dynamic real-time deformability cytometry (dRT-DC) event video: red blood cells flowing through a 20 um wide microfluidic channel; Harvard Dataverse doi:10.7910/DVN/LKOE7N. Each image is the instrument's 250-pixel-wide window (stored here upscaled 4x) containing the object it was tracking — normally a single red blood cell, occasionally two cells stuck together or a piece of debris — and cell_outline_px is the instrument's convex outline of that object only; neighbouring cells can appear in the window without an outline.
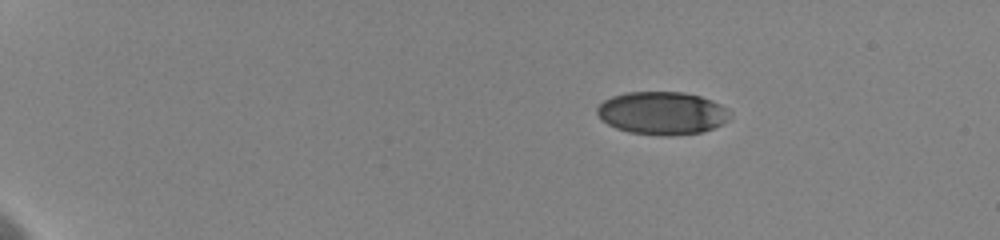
{"species": "human", "species_latin": "Homo sapiens", "temperature_condition": "cold", "stored_images_in_passage": 9, "camera_frame_rate_fps": 3000, "um_per_image_px": 0.085, "donor": {"sex": "female"}, "frame": {"image": 1, "passage_image": 1, "time_ms": 0.0, "image_size_px": [1000, 240], "cell_outline_px": [[732, 116], [724, 124], [700, 132], [672, 136], [660, 136], [628, 132], [616, 128], [600, 120], [596, 112], [596, 108], [604, 100], [612, 96], [628, 92], [684, 92], [700, 96], [712, 100], [728, 108]], "centroid_in_image_um": [56.29, 9.62], "position_along_channel_um": 28.7, "area_um2": 33.58}}
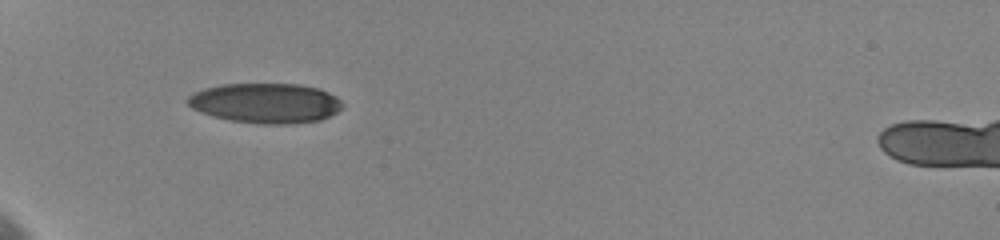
{"frame": {"image": 2, "passage_image": 7, "time_ms": 3.667, "image_size_px": [1000, 240], "cell_outline_px": [[344, 108], [320, 120], [288, 124], [256, 124], [232, 120], [212, 116], [192, 108], [184, 100], [192, 92], [204, 88], [224, 84], [300, 84], [320, 88], [336, 96], [344, 104]], "centroid_in_image_um": [22.58, 8.76], "position_along_channel_um": 62.4, "area_um2": 36.3}}